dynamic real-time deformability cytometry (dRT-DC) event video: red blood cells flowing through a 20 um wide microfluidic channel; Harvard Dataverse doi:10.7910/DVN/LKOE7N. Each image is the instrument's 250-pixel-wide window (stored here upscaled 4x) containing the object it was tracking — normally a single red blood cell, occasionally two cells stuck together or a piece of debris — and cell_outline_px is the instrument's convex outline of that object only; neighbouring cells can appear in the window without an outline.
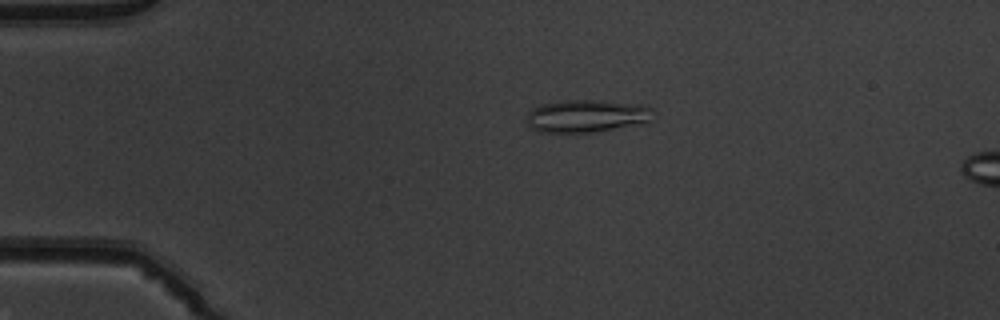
{"species": "common noctule bat (a hibernating species)", "species_latin": "Nyctalus noctula", "temperature_condition": "warm", "stored_images_in_passage": 16, "camera_frame_rate_fps": 3000, "um_per_image_px": 0.085, "animal": {"sex": "male", "body_mass_g": 19.5, "forearm_length_mm": 54.6}, "frame": {"image": 1, "passage_image": 12, "time_ms": 3.667, "image_size_px": [1000, 320], "cell_outline_px": [[652, 120], [640, 124], [592, 132], [540, 132], [532, 128], [528, 124], [528, 112], [532, 108], [540, 104], [564, 100], [592, 100], [640, 104], [652, 108]], "centroid_in_image_um": [49.86, 9.85], "position_along_channel_um": 35.1, "area_um2": 23.93}}